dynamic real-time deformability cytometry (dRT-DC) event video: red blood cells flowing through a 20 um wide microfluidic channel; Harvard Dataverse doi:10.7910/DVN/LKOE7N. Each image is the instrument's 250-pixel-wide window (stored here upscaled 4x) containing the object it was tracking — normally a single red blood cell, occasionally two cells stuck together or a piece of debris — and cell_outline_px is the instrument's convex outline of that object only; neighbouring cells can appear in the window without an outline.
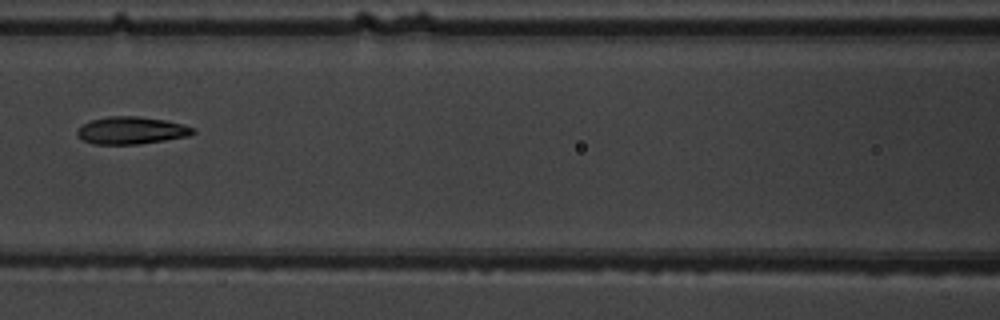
{"species": "common noctule bat (a hibernating species)", "species_latin": "Nyctalus noctula", "temperature_condition": "warm", "stored_images_in_passage": 8, "camera_frame_rate_fps": 3000, "um_per_image_px": 0.085, "animal": {"sex": "male", "body_mass_g": 19.5, "forearm_length_mm": 54.6}, "frame": {"image": 1, "passage_image": 7, "time_ms": 7.0, "image_size_px": [1000, 320], "cell_outline_px": [[196, 132], [188, 136], [140, 144], [92, 144], [76, 136], [76, 132], [84, 124], [92, 120], [108, 116], [136, 116], [164, 120], [184, 124], [196, 128]], "centroid_in_image_um": [11.19, 11.09], "position_along_channel_um": 155.4, "area_um2": 18.44}}
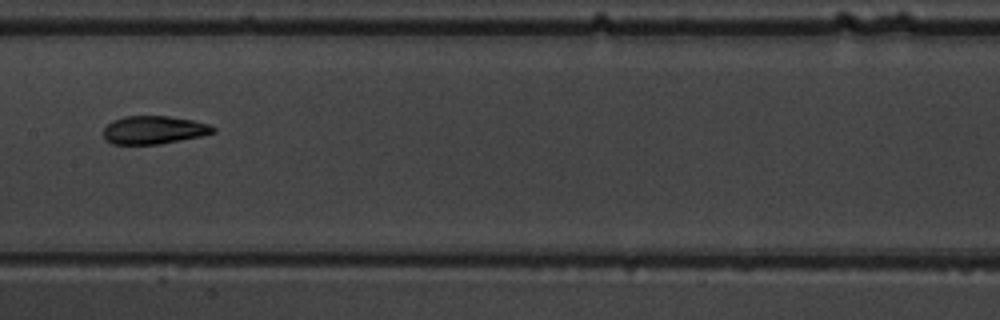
{"frame": {"image": 2, "passage_image": 8, "time_ms": 8.0, "image_size_px": [1000, 320], "cell_outline_px": [[216, 132], [204, 136], [160, 144], [112, 144], [104, 140], [104, 128], [112, 120], [124, 116], [168, 116], [192, 120], [208, 124], [216, 128]], "centroid_in_image_um": [13.09, 11.05], "position_along_channel_um": 194.3, "area_um2": 18.15}}